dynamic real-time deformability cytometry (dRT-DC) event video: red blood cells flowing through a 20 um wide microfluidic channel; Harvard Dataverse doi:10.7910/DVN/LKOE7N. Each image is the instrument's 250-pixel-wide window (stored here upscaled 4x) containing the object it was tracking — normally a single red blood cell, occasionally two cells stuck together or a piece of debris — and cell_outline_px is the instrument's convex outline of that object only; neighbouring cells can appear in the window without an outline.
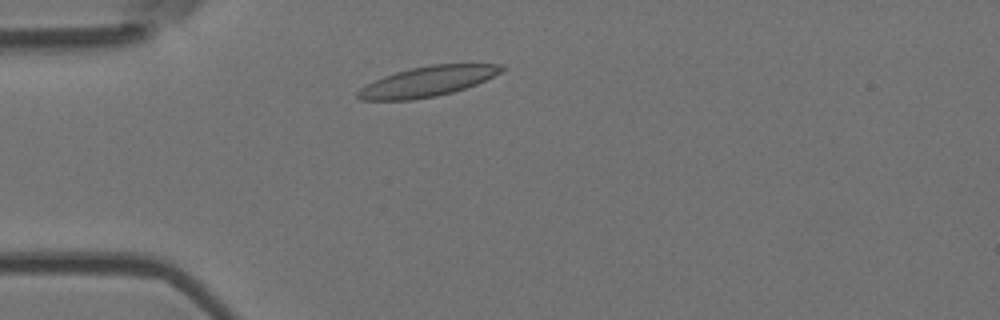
{"species": "Egyptian fruit bat (a non-hibernating species)", "species_latin": "Rousettus aegyptiacus", "temperature_condition": "room temperature", "stored_images_in_passage": 3, "camera_frame_rate_fps": 3000, "um_per_image_px": 0.085, "animal": {"sex": "female"}, "frame": {"image": 1, "passage_image": 2, "time_ms": 0.333, "image_size_px": [1000, 320], "cell_outline_px": [[504, 68], [500, 72], [476, 84], [452, 92], [436, 96], [412, 100], [360, 100], [356, 96], [356, 92], [360, 88], [384, 76], [396, 72], [412, 68], [432, 64], [504, 64]], "centroid_in_image_um": [36.31, 6.93], "position_along_channel_um": 48.7, "area_um2": 24.91}}